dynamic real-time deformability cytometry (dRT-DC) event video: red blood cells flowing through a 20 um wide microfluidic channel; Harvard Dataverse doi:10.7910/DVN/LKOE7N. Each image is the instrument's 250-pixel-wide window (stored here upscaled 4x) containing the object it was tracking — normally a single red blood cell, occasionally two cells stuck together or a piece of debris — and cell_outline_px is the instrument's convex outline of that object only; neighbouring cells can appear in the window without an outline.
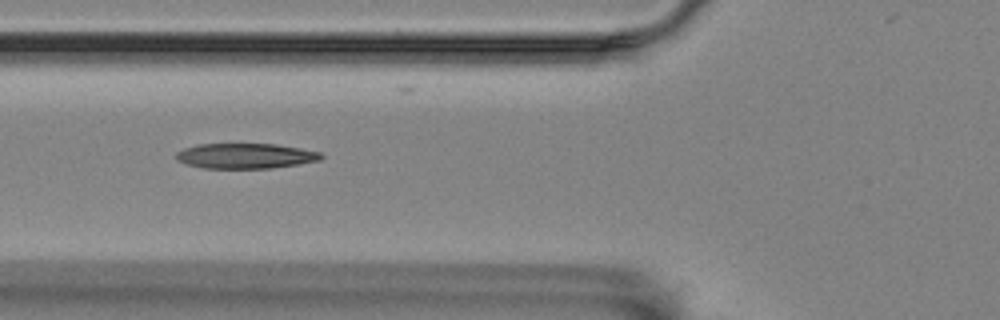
{"species": "Egyptian fruit bat (a non-hibernating species)", "species_latin": "Rousettus aegyptiacus", "temperature_condition": "room temperature", "stored_images_in_passage": 4, "camera_frame_rate_fps": 3000, "um_per_image_px": 0.085, "animal": {"sex": "female"}, "frame": {"image": 1, "passage_image": 3, "time_ms": 0.667, "image_size_px": [1000, 320], "cell_outline_px": [[324, 156], [320, 160], [272, 168], [204, 168], [188, 164], [176, 160], [176, 152], [184, 148], [196, 144], [276, 144], [300, 148], [320, 152]], "centroid_in_image_um": [20.85, 13.25], "position_along_channel_um": 105.0, "area_um2": 21.21}}
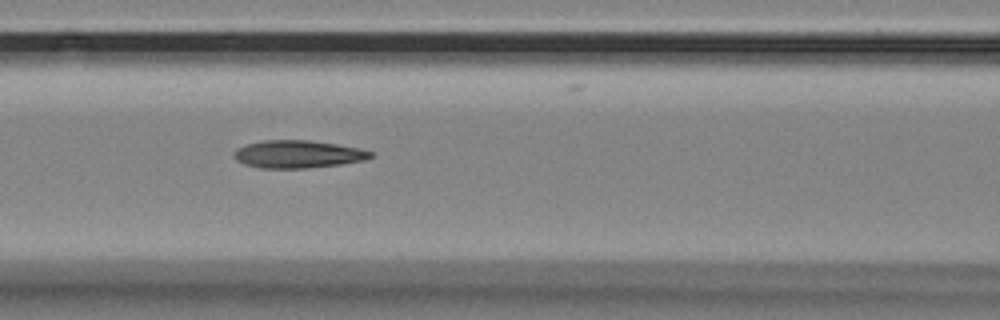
{"frame": {"image": 2, "passage_image": 4, "time_ms": 1.0, "image_size_px": [1000, 320], "cell_outline_px": [[372, 156], [364, 160], [340, 164], [304, 168], [260, 168], [244, 164], [236, 160], [232, 156], [232, 152], [236, 148], [260, 140], [308, 140], [336, 144], [360, 148], [372, 152]], "centroid_in_image_um": [25.26, 13.1], "position_along_channel_um": 141.3, "area_um2": 22.02}}